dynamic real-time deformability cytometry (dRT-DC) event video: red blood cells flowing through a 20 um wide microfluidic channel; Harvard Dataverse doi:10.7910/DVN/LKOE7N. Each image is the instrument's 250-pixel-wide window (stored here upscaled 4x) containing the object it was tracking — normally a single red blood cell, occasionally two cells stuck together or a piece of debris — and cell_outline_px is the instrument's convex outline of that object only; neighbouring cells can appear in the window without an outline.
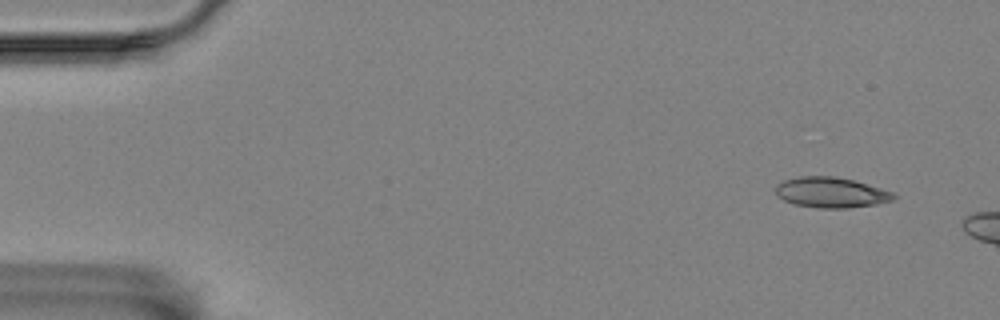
{"species": "Egyptian fruit bat (a non-hibernating species)", "species_latin": "Rousettus aegyptiacus", "temperature_condition": "room temperature", "stored_images_in_passage": 8, "camera_frame_rate_fps": 3000, "um_per_image_px": 0.085, "animal": {"sex": "female"}, "frame": {"image": 1, "passage_image": 3, "time_ms": 0.667, "image_size_px": [1000, 320], "cell_outline_px": [[896, 196], [892, 200], [876, 204], [848, 208], [816, 208], [796, 204], [784, 200], [776, 196], [776, 184], [784, 180], [800, 176], [836, 176], [852, 180], [880, 188], [892, 192]], "centroid_in_image_um": [70.6, 16.36], "position_along_channel_um": 14.4, "area_um2": 20.81}}